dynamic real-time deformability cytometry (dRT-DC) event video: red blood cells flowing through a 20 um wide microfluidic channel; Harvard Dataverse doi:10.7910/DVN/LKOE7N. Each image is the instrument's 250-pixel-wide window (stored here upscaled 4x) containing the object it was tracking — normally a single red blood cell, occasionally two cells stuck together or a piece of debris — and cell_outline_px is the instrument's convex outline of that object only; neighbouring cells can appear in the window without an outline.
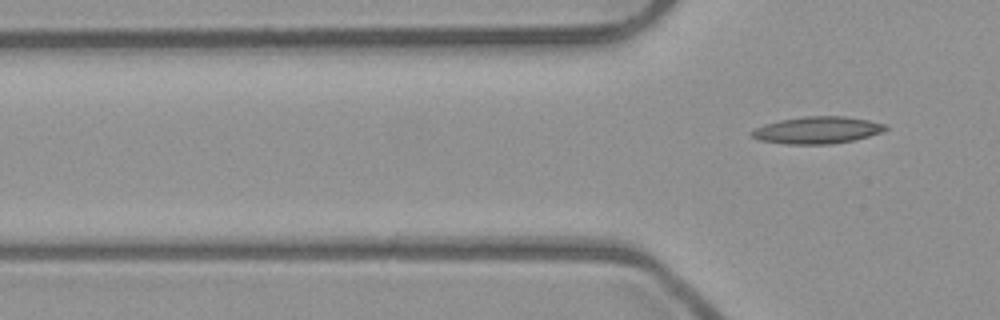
{"species": "common noctule bat (a hibernating species)", "species_latin": "Nyctalus noctula", "temperature_condition": "room temperature", "stored_images_in_passage": 7, "segment_of_instrument_passage": [2, 2], "camera_frame_rate_fps": 3000, "um_per_image_px": 0.085, "animal": {"sex": "male", "body_mass_g": 23.1, "forearm_length_mm": 52.7}, "frame": {"image": 1, "passage_image": 7, "time_ms": 2.0, "image_size_px": [1000, 320], "cell_outline_px": [[888, 128], [880, 132], [868, 136], [852, 140], [832, 144], [784, 144], [760, 140], [752, 136], [748, 132], [764, 124], [780, 120], [804, 116], [844, 116], [868, 120], [888, 124]], "centroid_in_image_um": [69.45, 11.05], "position_along_channel_um": 56.3, "area_um2": 21.04}}